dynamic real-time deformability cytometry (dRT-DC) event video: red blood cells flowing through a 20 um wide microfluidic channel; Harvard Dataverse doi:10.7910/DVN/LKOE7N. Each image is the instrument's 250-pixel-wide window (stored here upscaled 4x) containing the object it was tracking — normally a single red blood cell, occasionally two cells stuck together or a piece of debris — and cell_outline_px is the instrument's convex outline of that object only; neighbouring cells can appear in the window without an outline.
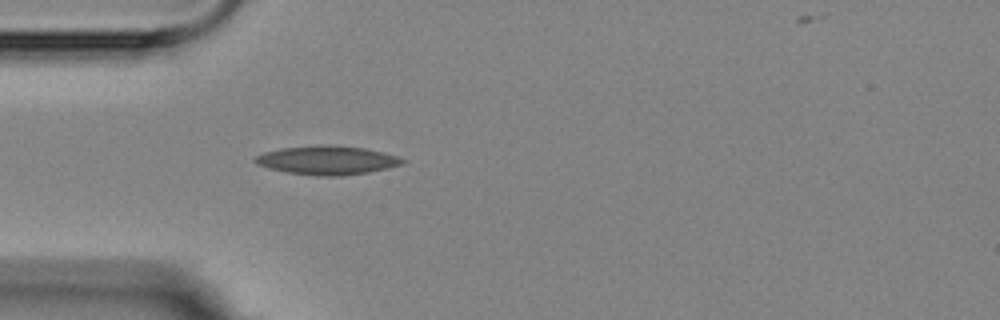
{"species": "Egyptian fruit bat (a non-hibernating species)", "species_latin": "Rousettus aegyptiacus", "temperature_condition": "room temperature", "stored_images_in_passage": 4, "camera_frame_rate_fps": 3000, "um_per_image_px": 0.085, "animal": {"sex": "female"}, "frame": {"image": 1, "passage_image": 4, "time_ms": 3.333, "image_size_px": [1000, 320], "cell_outline_px": [[408, 160], [404, 164], [388, 168], [368, 172], [340, 176], [316, 176], [288, 172], [268, 168], [256, 164], [252, 160], [256, 156], [264, 152], [280, 148], [324, 144], [328, 144], [364, 148], [396, 156]], "centroid_in_image_um": [27.79, 13.62], "position_along_channel_um": 57.2, "area_um2": 24.8}}